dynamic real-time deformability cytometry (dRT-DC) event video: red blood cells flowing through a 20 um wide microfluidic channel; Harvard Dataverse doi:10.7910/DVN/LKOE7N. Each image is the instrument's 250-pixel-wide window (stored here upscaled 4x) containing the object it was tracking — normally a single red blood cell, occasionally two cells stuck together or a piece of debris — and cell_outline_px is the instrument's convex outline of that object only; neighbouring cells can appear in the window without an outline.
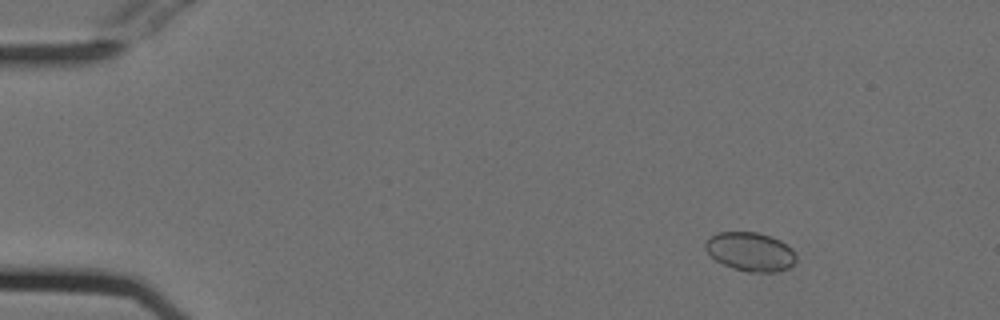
{"species": "Egyptian fruit bat (a non-hibernating species)", "species_latin": "Rousettus aegyptiacus", "temperature_condition": "cold", "stored_images_in_passage": 50, "camera_frame_rate_fps": 3000, "um_per_image_px": 0.085, "animal": {"sex": "female"}, "frame": {"image": 1, "passage_image": 2, "time_ms": 0.333, "image_size_px": [1000, 320], "cell_outline_px": [[796, 260], [788, 268], [776, 272], [748, 272], [732, 268], [716, 260], [704, 248], [704, 244], [716, 232], [756, 232], [772, 236], [780, 240], [792, 248], [796, 256]], "centroid_in_image_um": [63.8, 21.39], "position_along_channel_um": 21.2, "area_um2": 20.52}}
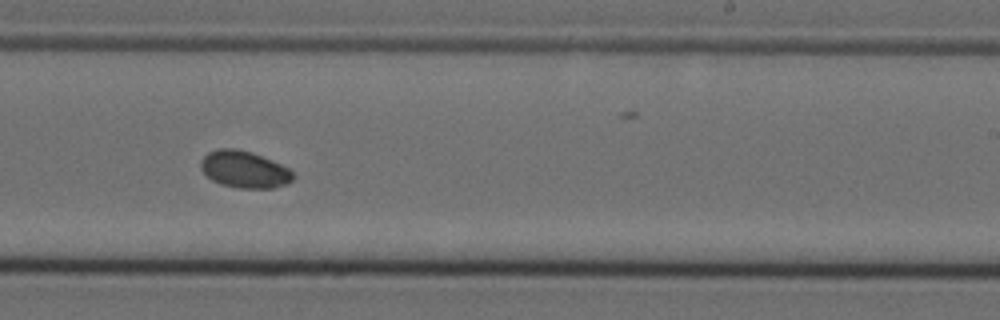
{"frame": {"image": 2, "passage_image": 29, "time_ms": 9.333, "image_size_px": [1000, 320], "cell_outline_px": [[292, 180], [288, 184], [272, 188], [240, 188], [220, 184], [212, 180], [200, 168], [200, 160], [208, 152], [216, 148], [236, 148], [252, 152], [272, 160], [288, 168], [292, 172]], "centroid_in_image_um": [20.74, 14.39], "position_along_channel_um": 268.3, "area_um2": 19.88}}
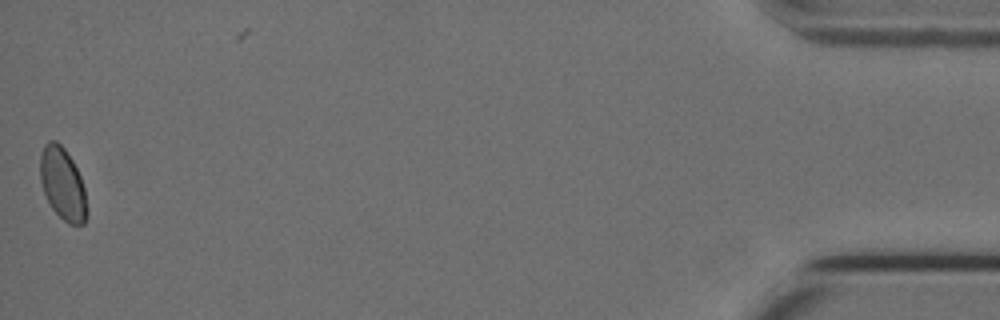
{"frame": {"image": 3, "passage_image": 49, "time_ms": 16.0, "image_size_px": [1000, 320], "cell_outline_px": [[88, 216], [84, 224], [68, 224], [52, 208], [44, 192], [40, 180], [40, 156], [44, 144], [48, 140], [56, 140], [64, 148], [72, 160], [80, 176], [84, 188], [88, 212]], "centroid_in_image_um": [5.33, 15.62], "position_along_channel_um": 429.9, "area_um2": 19.65}}